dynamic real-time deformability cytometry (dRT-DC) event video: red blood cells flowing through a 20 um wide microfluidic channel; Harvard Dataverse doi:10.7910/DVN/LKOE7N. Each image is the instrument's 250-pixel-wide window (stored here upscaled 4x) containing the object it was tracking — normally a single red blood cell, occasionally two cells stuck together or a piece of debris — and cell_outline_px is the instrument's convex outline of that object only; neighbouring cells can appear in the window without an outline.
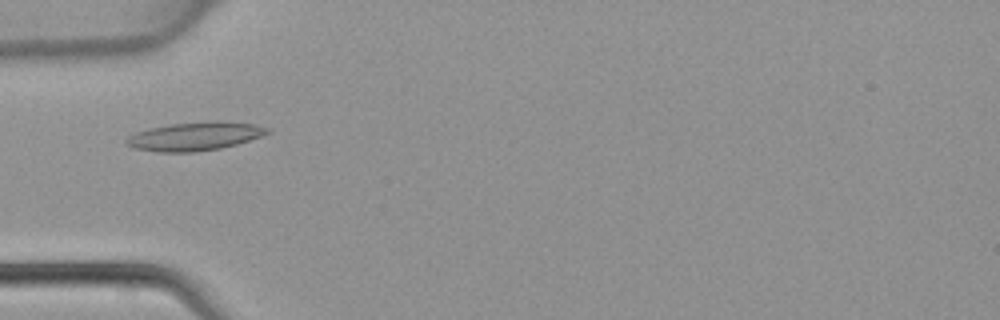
{"species": "common noctule bat (a hibernating species)", "species_latin": "Nyctalus noctula", "temperature_condition": "warm", "stored_images_in_passage": 36, "camera_frame_rate_fps": 3000, "um_per_image_px": 0.085, "animal": {"sex": "female", "body_mass_g": 22.7, "forearm_length_mm": 54.2}, "frame": {"image": 1, "passage_image": 5, "time_ms": 1.333, "image_size_px": [1000, 320], "cell_outline_px": [[272, 132], [236, 144], [220, 148], [192, 152], [156, 152], [136, 148], [124, 144], [124, 140], [128, 136], [136, 132], [152, 128], [172, 124], [208, 120], [220, 120], [252, 124], [272, 128]], "centroid_in_image_um": [16.57, 11.57], "position_along_channel_um": 68.4, "area_um2": 23.47}}
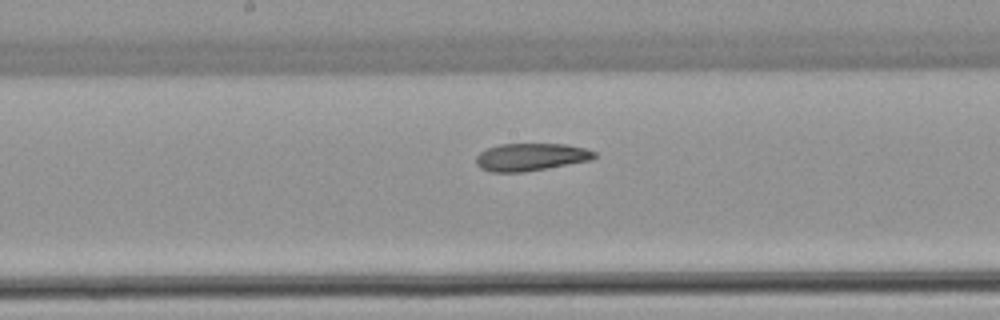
{"frame": {"image": 2, "passage_image": 14, "time_ms": 4.333, "image_size_px": [1000, 320], "cell_outline_px": [[596, 156], [592, 160], [524, 172], [492, 172], [480, 168], [476, 164], [476, 156], [480, 152], [488, 148], [500, 144], [568, 144], [584, 148], [596, 152]], "centroid_in_image_um": [45.12, 13.34], "position_along_channel_um": 203.1, "area_um2": 19.02}}
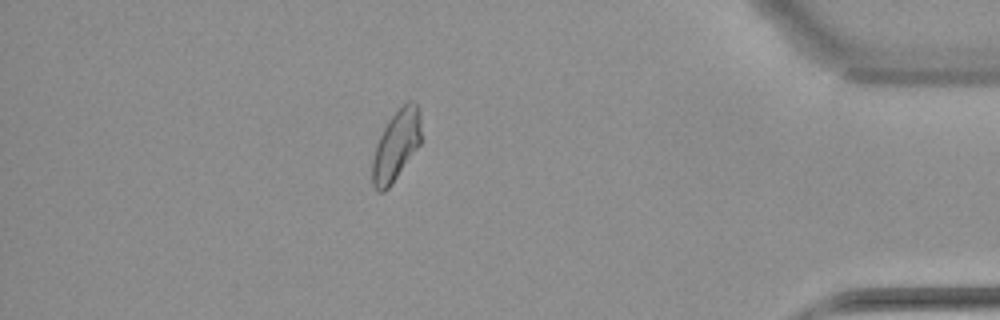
{"frame": {"image": 3, "passage_image": 30, "time_ms": 9.667, "image_size_px": [1000, 320], "cell_outline_px": [[420, 144], [388, 188], [384, 192], [376, 192], [372, 184], [372, 160], [376, 144], [388, 120], [408, 100], [412, 100], [420, 108]], "centroid_in_image_um": [33.66, 12.37], "position_along_channel_um": 401.5, "area_um2": 19.77}}